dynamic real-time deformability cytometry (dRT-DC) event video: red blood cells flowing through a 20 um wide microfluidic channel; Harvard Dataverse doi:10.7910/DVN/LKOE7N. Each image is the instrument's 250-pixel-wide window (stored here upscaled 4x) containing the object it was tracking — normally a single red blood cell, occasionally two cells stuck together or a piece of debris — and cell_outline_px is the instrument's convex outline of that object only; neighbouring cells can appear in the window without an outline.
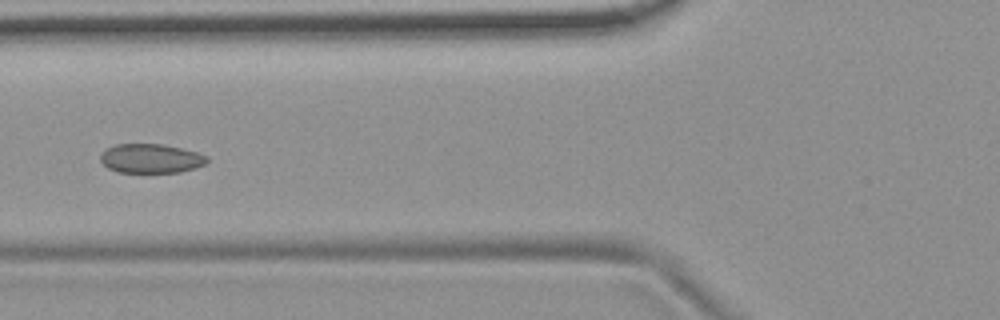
{"species": "common noctule bat (a hibernating species)", "species_latin": "Nyctalus noctula", "temperature_condition": "room temperature", "stored_images_in_passage": 10, "camera_frame_rate_fps": 3000, "um_per_image_px": 0.085, "animal": {"sex": "female", "body_mass_g": 19.9}, "frame": {"image": 1, "passage_image": 7, "time_ms": 2.0, "image_size_px": [1000, 320], "cell_outline_px": [[208, 160], [204, 164], [196, 168], [180, 172], [116, 172], [108, 168], [100, 160], [100, 156], [108, 148], [116, 144], [164, 144], [196, 152], [208, 156]], "centroid_in_image_um": [12.84, 13.47], "position_along_channel_um": 113.0, "area_um2": 18.03}}
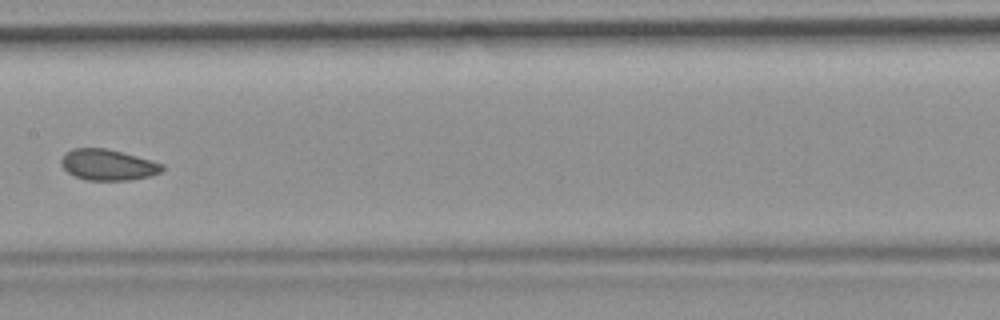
{"frame": {"image": 2, "passage_image": 9, "time_ms": 2.667, "image_size_px": [1000, 320], "cell_outline_px": [[164, 168], [160, 172], [152, 176], [128, 180], [88, 180], [76, 176], [68, 172], [60, 164], [60, 160], [64, 152], [72, 148], [104, 148], [136, 156], [164, 164]], "centroid_in_image_um": [9.15, 14.01], "position_along_channel_um": 198.3, "area_um2": 18.15}}